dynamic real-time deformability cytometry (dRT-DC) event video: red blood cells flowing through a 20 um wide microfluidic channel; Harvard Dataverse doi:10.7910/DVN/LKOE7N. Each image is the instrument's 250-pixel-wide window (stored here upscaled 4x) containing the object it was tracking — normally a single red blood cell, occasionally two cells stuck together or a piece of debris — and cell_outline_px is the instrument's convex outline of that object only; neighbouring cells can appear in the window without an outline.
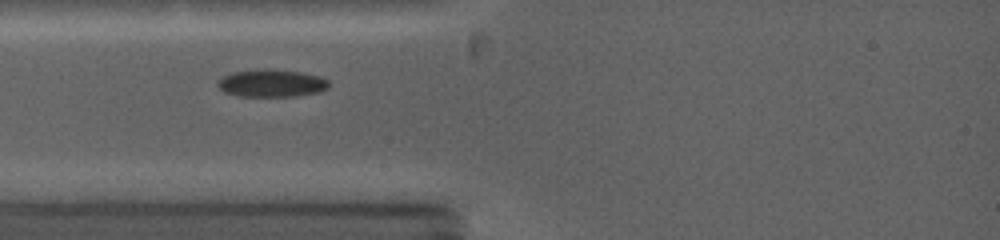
{"species": "common noctule bat (a hibernating species)", "species_latin": "Nyctalus noctula", "temperature_condition": "warm", "stored_images_in_passage": 20, "camera_frame_rate_fps": 5000, "um_per_image_px": 0.085, "animal": {"sex": "female", "body_mass_g": 19.0, "forearm_length_mm": 53.3}, "frame": {"image": 1, "passage_image": 1, "time_ms": 0.0, "image_size_px": [1000, 240], "cell_outline_px": [[328, 88], [320, 92], [296, 96], [240, 96], [224, 92], [216, 84], [216, 80], [232, 72], [304, 72], [320, 76], [328, 80]], "centroid_in_image_um": [23.11, 7.13], "position_along_channel_um": 61.9, "area_um2": 16.99}}
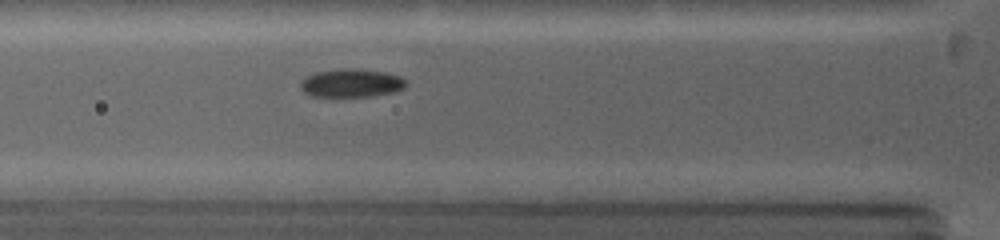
{"frame": {"image": 2, "passage_image": 4, "time_ms": 0.8, "image_size_px": [1000, 240], "cell_outline_px": [[408, 84], [404, 88], [396, 92], [372, 96], [312, 96], [304, 92], [300, 88], [300, 84], [308, 76], [316, 72], [340, 68], [348, 68], [388, 72], [400, 76]], "centroid_in_image_um": [29.91, 7.06], "position_along_channel_um": 95.9, "area_um2": 17.4}}